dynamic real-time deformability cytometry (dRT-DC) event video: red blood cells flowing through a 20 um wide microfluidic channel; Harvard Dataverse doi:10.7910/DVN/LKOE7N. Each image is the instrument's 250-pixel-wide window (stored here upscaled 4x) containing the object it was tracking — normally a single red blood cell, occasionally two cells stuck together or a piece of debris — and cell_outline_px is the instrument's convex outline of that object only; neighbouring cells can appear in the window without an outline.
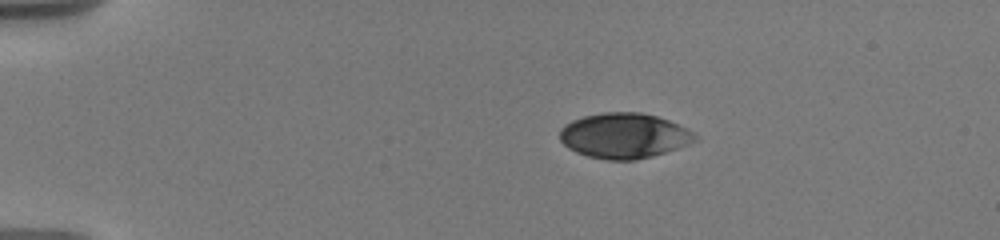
{"species": "human", "species_latin": "Homo sapiens", "temperature_condition": "warm", "stored_images_in_passage": 15, "camera_frame_rate_fps": 3000, "um_per_image_px": 0.085, "donor": {"sex": "male"}, "frame": {"image": 1, "passage_image": 1, "time_ms": 0.0, "image_size_px": [1000, 240], "cell_outline_px": [[696, 140], [688, 144], [652, 156], [636, 160], [608, 160], [588, 156], [576, 152], [568, 148], [560, 140], [560, 128], [564, 124], [572, 120], [584, 116], [604, 112], [640, 112], [656, 116], [668, 120], [688, 128], [696, 136]], "centroid_in_image_um": [53.02, 11.53], "position_along_channel_um": 32.0, "area_um2": 35.55}}
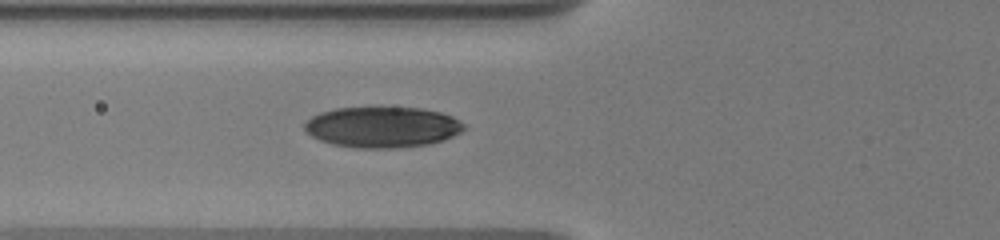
{"frame": {"image": 2, "passage_image": 9, "time_ms": 3.667, "image_size_px": [1000, 240], "cell_outline_px": [[464, 128], [460, 132], [444, 140], [428, 144], [396, 148], [356, 148], [332, 144], [320, 140], [312, 136], [304, 128], [304, 124], [312, 116], [320, 112], [336, 108], [420, 108], [440, 112], [452, 116], [464, 124]], "centroid_in_image_um": [32.49, 10.81], "position_along_channel_um": 93.3, "area_um2": 37.69}}
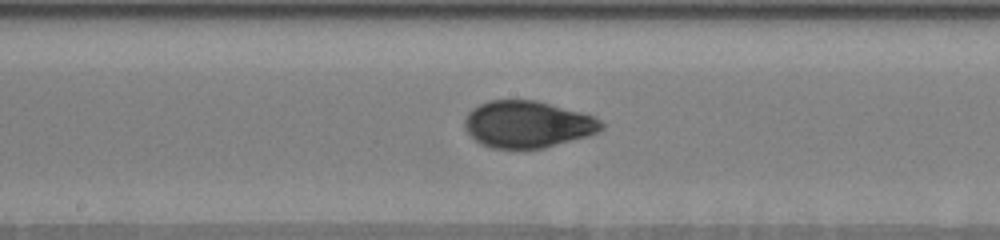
{"frame": {"image": 3, "passage_image": 15, "time_ms": 6.667, "image_size_px": [1000, 240], "cell_outline_px": [[604, 128], [588, 136], [544, 148], [492, 148], [480, 144], [464, 128], [464, 116], [472, 108], [488, 100], [536, 100], [580, 112], [592, 116], [600, 120], [604, 124]], "centroid_in_image_um": [44.81, 10.56], "position_along_channel_um": 203.4, "area_um2": 37.28}}